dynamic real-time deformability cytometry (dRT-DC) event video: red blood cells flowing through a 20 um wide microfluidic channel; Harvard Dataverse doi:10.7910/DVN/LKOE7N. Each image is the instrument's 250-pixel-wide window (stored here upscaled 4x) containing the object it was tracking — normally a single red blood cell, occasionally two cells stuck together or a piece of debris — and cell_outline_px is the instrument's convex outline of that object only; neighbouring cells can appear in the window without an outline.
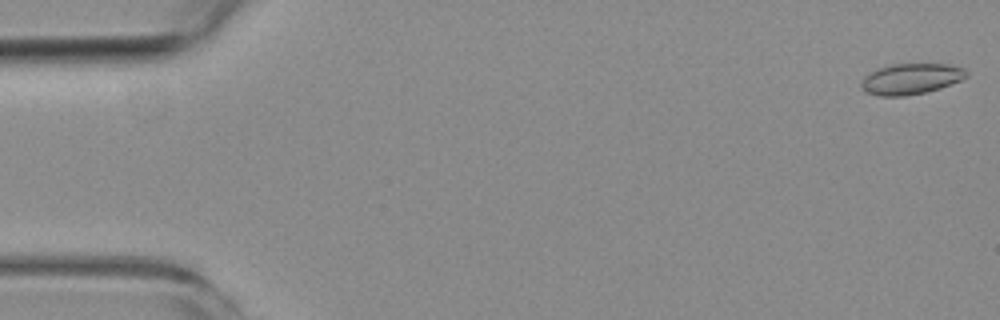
{"species": "common noctule bat (a hibernating species)", "species_latin": "Nyctalus noctula", "temperature_condition": "room temperature", "stored_images_in_passage": 5, "camera_frame_rate_fps": 3000, "um_per_image_px": 0.085, "animal": {"sex": "female", "body_mass_g": 19.3, "forearm_length_mm": 54.1}, "frame": {"image": 1, "passage_image": 1, "time_ms": 0.0, "image_size_px": [1000, 320], "cell_outline_px": [[968, 76], [960, 80], [940, 88], [924, 92], [904, 96], [880, 96], [864, 92], [860, 88], [860, 80], [864, 76], [880, 68], [892, 64], [948, 64], [964, 68], [968, 72]], "centroid_in_image_um": [77.4, 6.71], "position_along_channel_um": 7.6, "area_um2": 18.9}}
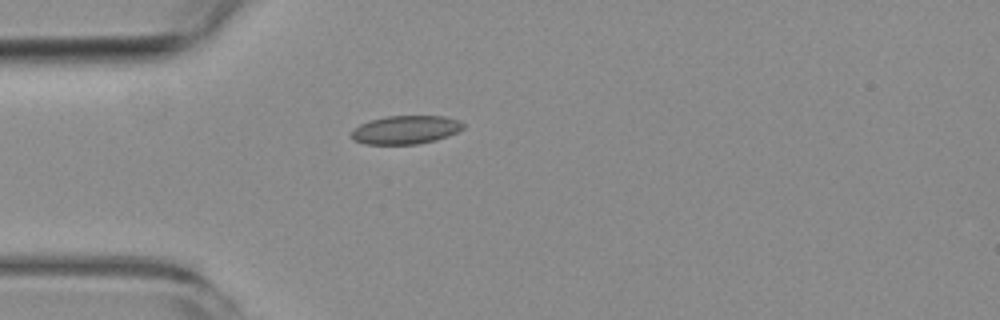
{"frame": {"image": 2, "passage_image": 4, "time_ms": 4.667, "image_size_px": [1000, 320], "cell_outline_px": [[464, 128], [448, 136], [436, 140], [416, 144], [364, 144], [352, 140], [352, 132], [360, 124], [372, 120], [388, 116], [444, 116], [460, 120], [464, 124]], "centroid_in_image_um": [34.51, 11.03], "position_along_channel_um": 50.5, "area_um2": 18.44}}